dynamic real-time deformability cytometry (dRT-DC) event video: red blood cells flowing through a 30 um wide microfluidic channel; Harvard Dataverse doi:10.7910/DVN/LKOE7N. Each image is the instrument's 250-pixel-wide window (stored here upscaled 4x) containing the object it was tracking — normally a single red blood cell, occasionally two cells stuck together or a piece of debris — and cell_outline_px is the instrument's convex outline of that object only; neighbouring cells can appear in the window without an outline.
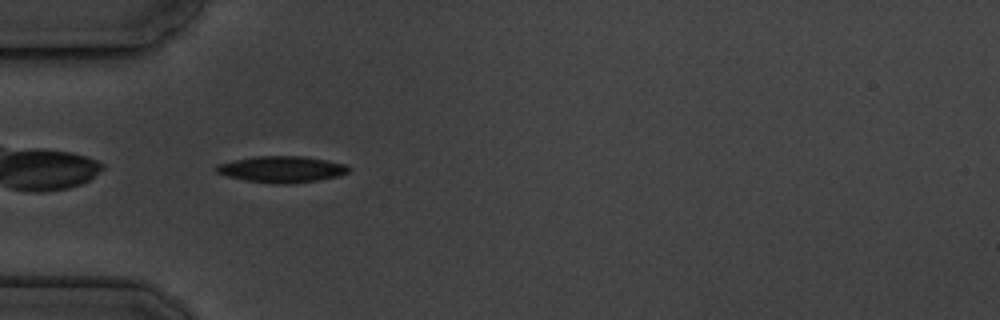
{"species": "common noctule bat (a hibernating species)", "species_latin": "Nyctalus noctula", "temperature_condition": "cold", "stored_images_in_passage": 5, "camera_frame_rate_fps": 3000, "um_per_image_px": 0.085, "animal": {"sex": "male", "body_mass_g": 19.5, "forearm_length_mm": 54.6}, "frame": {"image": 1, "passage_image": 5, "time_ms": 4.667, "image_size_px": [1000, 320], "cell_outline_px": [[352, 168], [348, 172], [336, 176], [316, 180], [292, 184], [276, 184], [244, 180], [228, 176], [216, 172], [212, 168], [216, 164], [256, 156], [304, 156], [328, 160], [348, 164]], "centroid_in_image_um": [23.95, 14.38], "position_along_channel_um": 61.0, "area_um2": 20.46}}